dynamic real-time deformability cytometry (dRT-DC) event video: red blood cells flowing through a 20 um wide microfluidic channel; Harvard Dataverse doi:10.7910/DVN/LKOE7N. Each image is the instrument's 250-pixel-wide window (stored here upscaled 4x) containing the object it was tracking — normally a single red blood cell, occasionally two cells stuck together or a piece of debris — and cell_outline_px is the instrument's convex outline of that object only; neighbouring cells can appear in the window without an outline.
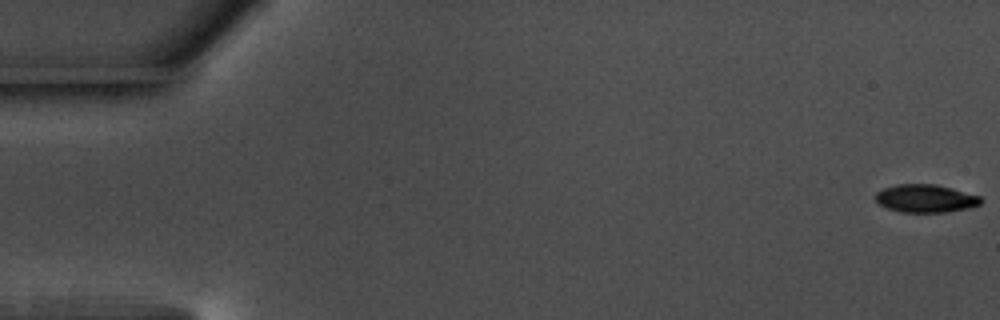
{"species": "common noctule bat (a hibernating species)", "species_latin": "Nyctalus noctula", "temperature_condition": "warm", "stored_images_in_passage": 57, "camera_frame_rate_fps": 3000, "um_per_image_px": 0.085, "animal": {"sex": "male", "body_mass_g": 17.5, "forearm_length_mm": 52.3}, "frame": {"image": 1, "passage_image": 1, "time_ms": 0.0, "image_size_px": [1000, 320], "cell_outline_px": [[984, 200], [980, 204], [968, 208], [948, 212], [900, 212], [888, 208], [880, 204], [876, 200], [876, 192], [884, 188], [896, 184], [936, 184], [952, 188], [980, 196]], "centroid_in_image_um": [78.69, 16.86], "position_along_channel_um": 6.3, "area_um2": 17.17}}
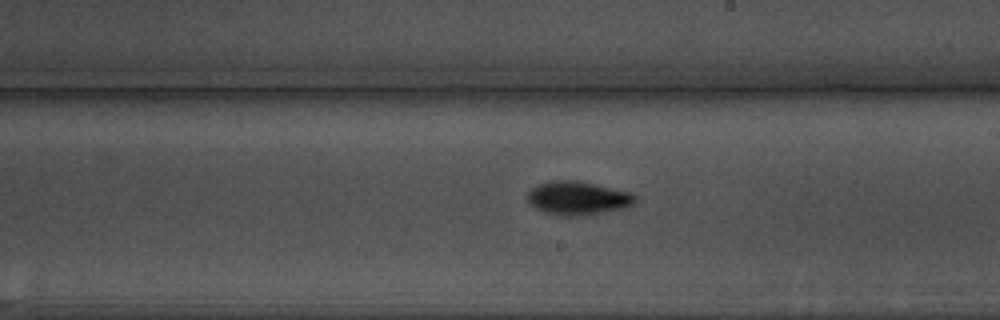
{"frame": {"image": 2, "passage_image": 33, "time_ms": 10.667, "image_size_px": [1000, 320], "cell_outline_px": [[636, 204], [624, 208], [580, 216], [564, 216], [544, 212], [536, 208], [528, 200], [528, 192], [532, 188], [540, 184], [552, 180], [576, 180], [632, 192], [636, 196]], "centroid_in_image_um": [49.16, 16.84], "position_along_channel_um": 239.8, "area_um2": 20.98}}
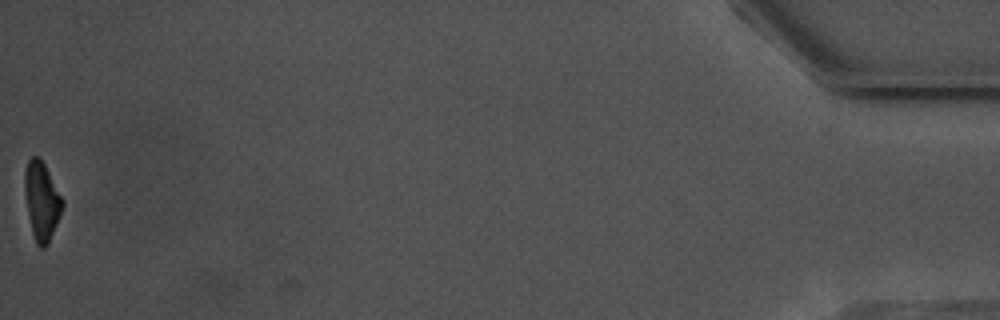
{"frame": {"image": 3, "passage_image": 57, "time_ms": 18.667, "image_size_px": [1000, 320], "cell_outline_px": [[64, 204], [48, 244], [44, 248], [40, 248], [36, 244], [32, 232], [24, 192], [24, 172], [28, 160], [32, 156], [40, 156], [64, 200]], "centroid_in_image_um": [3.54, 17.05], "position_along_channel_um": 431.7, "area_um2": 17.17}, "authors_computed_cell_mechanics": {"area_um2": 18.6116, "velocity_mm_per_s": 3.6606, "shape_relaxation_time_tau1_ms": 2.9406, "shape_relaxation_time_tau2_ms": 6.9809, "deformation_change_tau1": 0.1248, "deformation_change_tau2": 0.1334}}